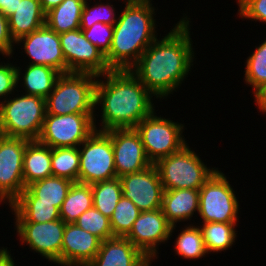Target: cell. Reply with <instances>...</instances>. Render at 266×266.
Masks as SVG:
<instances>
[{
    "instance_id": "cell-45",
    "label": "cell",
    "mask_w": 266,
    "mask_h": 266,
    "mask_svg": "<svg viewBox=\"0 0 266 266\" xmlns=\"http://www.w3.org/2000/svg\"><path fill=\"white\" fill-rule=\"evenodd\" d=\"M139 1H142V0H127V1H124V2H126L127 4H132V3L139 2Z\"/></svg>"
},
{
    "instance_id": "cell-15",
    "label": "cell",
    "mask_w": 266,
    "mask_h": 266,
    "mask_svg": "<svg viewBox=\"0 0 266 266\" xmlns=\"http://www.w3.org/2000/svg\"><path fill=\"white\" fill-rule=\"evenodd\" d=\"M122 195L130 199L142 211L161 209L164 188L154 164L143 171L119 178Z\"/></svg>"
},
{
    "instance_id": "cell-31",
    "label": "cell",
    "mask_w": 266,
    "mask_h": 266,
    "mask_svg": "<svg viewBox=\"0 0 266 266\" xmlns=\"http://www.w3.org/2000/svg\"><path fill=\"white\" fill-rule=\"evenodd\" d=\"M247 58L245 82L254 89L255 98L266 88V40Z\"/></svg>"
},
{
    "instance_id": "cell-34",
    "label": "cell",
    "mask_w": 266,
    "mask_h": 266,
    "mask_svg": "<svg viewBox=\"0 0 266 266\" xmlns=\"http://www.w3.org/2000/svg\"><path fill=\"white\" fill-rule=\"evenodd\" d=\"M78 227L98 237L101 241L113 238L110 219L94 206L83 212L74 222Z\"/></svg>"
},
{
    "instance_id": "cell-19",
    "label": "cell",
    "mask_w": 266,
    "mask_h": 266,
    "mask_svg": "<svg viewBox=\"0 0 266 266\" xmlns=\"http://www.w3.org/2000/svg\"><path fill=\"white\" fill-rule=\"evenodd\" d=\"M147 258L126 237L101 241L99 251L87 266H142Z\"/></svg>"
},
{
    "instance_id": "cell-29",
    "label": "cell",
    "mask_w": 266,
    "mask_h": 266,
    "mask_svg": "<svg viewBox=\"0 0 266 266\" xmlns=\"http://www.w3.org/2000/svg\"><path fill=\"white\" fill-rule=\"evenodd\" d=\"M93 206L109 219L122 197L119 177L91 184Z\"/></svg>"
},
{
    "instance_id": "cell-24",
    "label": "cell",
    "mask_w": 266,
    "mask_h": 266,
    "mask_svg": "<svg viewBox=\"0 0 266 266\" xmlns=\"http://www.w3.org/2000/svg\"><path fill=\"white\" fill-rule=\"evenodd\" d=\"M86 0H63L45 15V25L57 34L80 29L81 15Z\"/></svg>"
},
{
    "instance_id": "cell-36",
    "label": "cell",
    "mask_w": 266,
    "mask_h": 266,
    "mask_svg": "<svg viewBox=\"0 0 266 266\" xmlns=\"http://www.w3.org/2000/svg\"><path fill=\"white\" fill-rule=\"evenodd\" d=\"M84 37L100 49L104 55L110 50L113 37V25L97 22L90 28L81 29Z\"/></svg>"
},
{
    "instance_id": "cell-23",
    "label": "cell",
    "mask_w": 266,
    "mask_h": 266,
    "mask_svg": "<svg viewBox=\"0 0 266 266\" xmlns=\"http://www.w3.org/2000/svg\"><path fill=\"white\" fill-rule=\"evenodd\" d=\"M72 184L69 179L50 176L28 185L18 198H38V202L56 203L60 210Z\"/></svg>"
},
{
    "instance_id": "cell-39",
    "label": "cell",
    "mask_w": 266,
    "mask_h": 266,
    "mask_svg": "<svg viewBox=\"0 0 266 266\" xmlns=\"http://www.w3.org/2000/svg\"><path fill=\"white\" fill-rule=\"evenodd\" d=\"M15 43L10 33L8 18L0 12V54L9 57L14 52L12 49Z\"/></svg>"
},
{
    "instance_id": "cell-10",
    "label": "cell",
    "mask_w": 266,
    "mask_h": 266,
    "mask_svg": "<svg viewBox=\"0 0 266 266\" xmlns=\"http://www.w3.org/2000/svg\"><path fill=\"white\" fill-rule=\"evenodd\" d=\"M95 114H45L38 141L51 148L79 147L97 130Z\"/></svg>"
},
{
    "instance_id": "cell-4",
    "label": "cell",
    "mask_w": 266,
    "mask_h": 266,
    "mask_svg": "<svg viewBox=\"0 0 266 266\" xmlns=\"http://www.w3.org/2000/svg\"><path fill=\"white\" fill-rule=\"evenodd\" d=\"M98 78L89 73L61 74L45 98L46 114H94Z\"/></svg>"
},
{
    "instance_id": "cell-8",
    "label": "cell",
    "mask_w": 266,
    "mask_h": 266,
    "mask_svg": "<svg viewBox=\"0 0 266 266\" xmlns=\"http://www.w3.org/2000/svg\"><path fill=\"white\" fill-rule=\"evenodd\" d=\"M239 204L226 176L218 169L199 189L202 222L236 223Z\"/></svg>"
},
{
    "instance_id": "cell-22",
    "label": "cell",
    "mask_w": 266,
    "mask_h": 266,
    "mask_svg": "<svg viewBox=\"0 0 266 266\" xmlns=\"http://www.w3.org/2000/svg\"><path fill=\"white\" fill-rule=\"evenodd\" d=\"M53 176L51 167V147L38 140L28 141L23 160L24 185Z\"/></svg>"
},
{
    "instance_id": "cell-41",
    "label": "cell",
    "mask_w": 266,
    "mask_h": 266,
    "mask_svg": "<svg viewBox=\"0 0 266 266\" xmlns=\"http://www.w3.org/2000/svg\"><path fill=\"white\" fill-rule=\"evenodd\" d=\"M0 266H15L14 260L7 248L0 249Z\"/></svg>"
},
{
    "instance_id": "cell-43",
    "label": "cell",
    "mask_w": 266,
    "mask_h": 266,
    "mask_svg": "<svg viewBox=\"0 0 266 266\" xmlns=\"http://www.w3.org/2000/svg\"><path fill=\"white\" fill-rule=\"evenodd\" d=\"M45 13L57 7L63 0H39Z\"/></svg>"
},
{
    "instance_id": "cell-32",
    "label": "cell",
    "mask_w": 266,
    "mask_h": 266,
    "mask_svg": "<svg viewBox=\"0 0 266 266\" xmlns=\"http://www.w3.org/2000/svg\"><path fill=\"white\" fill-rule=\"evenodd\" d=\"M175 241V252L186 259H199L208 254L199 226H186Z\"/></svg>"
},
{
    "instance_id": "cell-40",
    "label": "cell",
    "mask_w": 266,
    "mask_h": 266,
    "mask_svg": "<svg viewBox=\"0 0 266 266\" xmlns=\"http://www.w3.org/2000/svg\"><path fill=\"white\" fill-rule=\"evenodd\" d=\"M21 0H0V12L9 18L17 8Z\"/></svg>"
},
{
    "instance_id": "cell-9",
    "label": "cell",
    "mask_w": 266,
    "mask_h": 266,
    "mask_svg": "<svg viewBox=\"0 0 266 266\" xmlns=\"http://www.w3.org/2000/svg\"><path fill=\"white\" fill-rule=\"evenodd\" d=\"M79 148V182L93 184L116 178L114 152L107 131L95 130Z\"/></svg>"
},
{
    "instance_id": "cell-13",
    "label": "cell",
    "mask_w": 266,
    "mask_h": 266,
    "mask_svg": "<svg viewBox=\"0 0 266 266\" xmlns=\"http://www.w3.org/2000/svg\"><path fill=\"white\" fill-rule=\"evenodd\" d=\"M21 243L29 247L48 261L61 265V250L66 223L62 219L44 222H15Z\"/></svg>"
},
{
    "instance_id": "cell-3",
    "label": "cell",
    "mask_w": 266,
    "mask_h": 266,
    "mask_svg": "<svg viewBox=\"0 0 266 266\" xmlns=\"http://www.w3.org/2000/svg\"><path fill=\"white\" fill-rule=\"evenodd\" d=\"M121 12L113 25L110 50L105 54L111 70L131 69L157 38L151 0L125 4Z\"/></svg>"
},
{
    "instance_id": "cell-6",
    "label": "cell",
    "mask_w": 266,
    "mask_h": 266,
    "mask_svg": "<svg viewBox=\"0 0 266 266\" xmlns=\"http://www.w3.org/2000/svg\"><path fill=\"white\" fill-rule=\"evenodd\" d=\"M154 165L164 190L200 189L217 170L206 167L199 155L187 144L179 151L158 160Z\"/></svg>"
},
{
    "instance_id": "cell-18",
    "label": "cell",
    "mask_w": 266,
    "mask_h": 266,
    "mask_svg": "<svg viewBox=\"0 0 266 266\" xmlns=\"http://www.w3.org/2000/svg\"><path fill=\"white\" fill-rule=\"evenodd\" d=\"M101 240L75 223H66L62 250L61 266H87L97 255Z\"/></svg>"
},
{
    "instance_id": "cell-12",
    "label": "cell",
    "mask_w": 266,
    "mask_h": 266,
    "mask_svg": "<svg viewBox=\"0 0 266 266\" xmlns=\"http://www.w3.org/2000/svg\"><path fill=\"white\" fill-rule=\"evenodd\" d=\"M28 141L7 136L0 139V203L6 200L10 206L26 188L23 160Z\"/></svg>"
},
{
    "instance_id": "cell-27",
    "label": "cell",
    "mask_w": 266,
    "mask_h": 266,
    "mask_svg": "<svg viewBox=\"0 0 266 266\" xmlns=\"http://www.w3.org/2000/svg\"><path fill=\"white\" fill-rule=\"evenodd\" d=\"M60 75L61 73L53 67L29 64L22 76V85L25 87L23 94L46 98Z\"/></svg>"
},
{
    "instance_id": "cell-20",
    "label": "cell",
    "mask_w": 266,
    "mask_h": 266,
    "mask_svg": "<svg viewBox=\"0 0 266 266\" xmlns=\"http://www.w3.org/2000/svg\"><path fill=\"white\" fill-rule=\"evenodd\" d=\"M161 209L172 226L187 221L199 212V189L164 190Z\"/></svg>"
},
{
    "instance_id": "cell-26",
    "label": "cell",
    "mask_w": 266,
    "mask_h": 266,
    "mask_svg": "<svg viewBox=\"0 0 266 266\" xmlns=\"http://www.w3.org/2000/svg\"><path fill=\"white\" fill-rule=\"evenodd\" d=\"M93 206L91 184L73 182L60 208V219L74 223L78 217Z\"/></svg>"
},
{
    "instance_id": "cell-14",
    "label": "cell",
    "mask_w": 266,
    "mask_h": 266,
    "mask_svg": "<svg viewBox=\"0 0 266 266\" xmlns=\"http://www.w3.org/2000/svg\"><path fill=\"white\" fill-rule=\"evenodd\" d=\"M175 227L168 222L162 209L142 211L126 238L147 258L154 259L158 253L156 247L170 238Z\"/></svg>"
},
{
    "instance_id": "cell-25",
    "label": "cell",
    "mask_w": 266,
    "mask_h": 266,
    "mask_svg": "<svg viewBox=\"0 0 266 266\" xmlns=\"http://www.w3.org/2000/svg\"><path fill=\"white\" fill-rule=\"evenodd\" d=\"M10 207L15 222L44 223L60 219L56 203L38 202V198H17Z\"/></svg>"
},
{
    "instance_id": "cell-5",
    "label": "cell",
    "mask_w": 266,
    "mask_h": 266,
    "mask_svg": "<svg viewBox=\"0 0 266 266\" xmlns=\"http://www.w3.org/2000/svg\"><path fill=\"white\" fill-rule=\"evenodd\" d=\"M0 103L4 136L38 140L46 114L45 98L21 95Z\"/></svg>"
},
{
    "instance_id": "cell-42",
    "label": "cell",
    "mask_w": 266,
    "mask_h": 266,
    "mask_svg": "<svg viewBox=\"0 0 266 266\" xmlns=\"http://www.w3.org/2000/svg\"><path fill=\"white\" fill-rule=\"evenodd\" d=\"M256 105L261 112L266 113V88L255 98Z\"/></svg>"
},
{
    "instance_id": "cell-16",
    "label": "cell",
    "mask_w": 266,
    "mask_h": 266,
    "mask_svg": "<svg viewBox=\"0 0 266 266\" xmlns=\"http://www.w3.org/2000/svg\"><path fill=\"white\" fill-rule=\"evenodd\" d=\"M107 132L113 145L117 177L143 171L152 165L135 128L112 129Z\"/></svg>"
},
{
    "instance_id": "cell-1",
    "label": "cell",
    "mask_w": 266,
    "mask_h": 266,
    "mask_svg": "<svg viewBox=\"0 0 266 266\" xmlns=\"http://www.w3.org/2000/svg\"><path fill=\"white\" fill-rule=\"evenodd\" d=\"M189 22L186 16L164 38H156L130 69L156 98L171 94L191 69L194 51Z\"/></svg>"
},
{
    "instance_id": "cell-33",
    "label": "cell",
    "mask_w": 266,
    "mask_h": 266,
    "mask_svg": "<svg viewBox=\"0 0 266 266\" xmlns=\"http://www.w3.org/2000/svg\"><path fill=\"white\" fill-rule=\"evenodd\" d=\"M140 212L130 199L122 195L110 217L113 236L126 237L132 230L133 223L138 218Z\"/></svg>"
},
{
    "instance_id": "cell-2",
    "label": "cell",
    "mask_w": 266,
    "mask_h": 266,
    "mask_svg": "<svg viewBox=\"0 0 266 266\" xmlns=\"http://www.w3.org/2000/svg\"><path fill=\"white\" fill-rule=\"evenodd\" d=\"M97 79L95 107L101 104L102 127L99 131L135 128L155 109L153 95L130 70H110Z\"/></svg>"
},
{
    "instance_id": "cell-46",
    "label": "cell",
    "mask_w": 266,
    "mask_h": 266,
    "mask_svg": "<svg viewBox=\"0 0 266 266\" xmlns=\"http://www.w3.org/2000/svg\"><path fill=\"white\" fill-rule=\"evenodd\" d=\"M151 260L153 261V259H148L142 266H150Z\"/></svg>"
},
{
    "instance_id": "cell-30",
    "label": "cell",
    "mask_w": 266,
    "mask_h": 266,
    "mask_svg": "<svg viewBox=\"0 0 266 266\" xmlns=\"http://www.w3.org/2000/svg\"><path fill=\"white\" fill-rule=\"evenodd\" d=\"M79 160L78 147L51 148L53 176L79 182Z\"/></svg>"
},
{
    "instance_id": "cell-38",
    "label": "cell",
    "mask_w": 266,
    "mask_h": 266,
    "mask_svg": "<svg viewBox=\"0 0 266 266\" xmlns=\"http://www.w3.org/2000/svg\"><path fill=\"white\" fill-rule=\"evenodd\" d=\"M238 6L242 18L266 23V0H238Z\"/></svg>"
},
{
    "instance_id": "cell-44",
    "label": "cell",
    "mask_w": 266,
    "mask_h": 266,
    "mask_svg": "<svg viewBox=\"0 0 266 266\" xmlns=\"http://www.w3.org/2000/svg\"><path fill=\"white\" fill-rule=\"evenodd\" d=\"M4 136L3 130H2V125H1V114H0V139Z\"/></svg>"
},
{
    "instance_id": "cell-21",
    "label": "cell",
    "mask_w": 266,
    "mask_h": 266,
    "mask_svg": "<svg viewBox=\"0 0 266 266\" xmlns=\"http://www.w3.org/2000/svg\"><path fill=\"white\" fill-rule=\"evenodd\" d=\"M8 18L11 36L16 42L21 37L45 25V15L39 0H21Z\"/></svg>"
},
{
    "instance_id": "cell-17",
    "label": "cell",
    "mask_w": 266,
    "mask_h": 266,
    "mask_svg": "<svg viewBox=\"0 0 266 266\" xmlns=\"http://www.w3.org/2000/svg\"><path fill=\"white\" fill-rule=\"evenodd\" d=\"M21 42L24 44L25 54L32 60L29 64L53 67L61 74L66 73L59 34L46 25L16 41L17 44Z\"/></svg>"
},
{
    "instance_id": "cell-7",
    "label": "cell",
    "mask_w": 266,
    "mask_h": 266,
    "mask_svg": "<svg viewBox=\"0 0 266 266\" xmlns=\"http://www.w3.org/2000/svg\"><path fill=\"white\" fill-rule=\"evenodd\" d=\"M153 111L141 120L135 130L140 135L148 160L155 164L158 160L179 151L187 143L182 136L183 124L155 115Z\"/></svg>"
},
{
    "instance_id": "cell-37",
    "label": "cell",
    "mask_w": 266,
    "mask_h": 266,
    "mask_svg": "<svg viewBox=\"0 0 266 266\" xmlns=\"http://www.w3.org/2000/svg\"><path fill=\"white\" fill-rule=\"evenodd\" d=\"M20 67H15L12 64L1 63L0 65V99L5 98L9 94L14 92L16 86H18V81L21 79ZM6 95V96H5ZM1 103V101H0Z\"/></svg>"
},
{
    "instance_id": "cell-11",
    "label": "cell",
    "mask_w": 266,
    "mask_h": 266,
    "mask_svg": "<svg viewBox=\"0 0 266 266\" xmlns=\"http://www.w3.org/2000/svg\"><path fill=\"white\" fill-rule=\"evenodd\" d=\"M66 73H89L100 77L109 72L104 53L89 42L81 29L59 34Z\"/></svg>"
},
{
    "instance_id": "cell-28",
    "label": "cell",
    "mask_w": 266,
    "mask_h": 266,
    "mask_svg": "<svg viewBox=\"0 0 266 266\" xmlns=\"http://www.w3.org/2000/svg\"><path fill=\"white\" fill-rule=\"evenodd\" d=\"M199 226L208 253L221 252L231 248L237 237L236 223L202 222Z\"/></svg>"
},
{
    "instance_id": "cell-35",
    "label": "cell",
    "mask_w": 266,
    "mask_h": 266,
    "mask_svg": "<svg viewBox=\"0 0 266 266\" xmlns=\"http://www.w3.org/2000/svg\"><path fill=\"white\" fill-rule=\"evenodd\" d=\"M117 18L113 5L97 3L91 8L86 0L81 15L80 29L90 28L97 22L114 25Z\"/></svg>"
}]
</instances>
